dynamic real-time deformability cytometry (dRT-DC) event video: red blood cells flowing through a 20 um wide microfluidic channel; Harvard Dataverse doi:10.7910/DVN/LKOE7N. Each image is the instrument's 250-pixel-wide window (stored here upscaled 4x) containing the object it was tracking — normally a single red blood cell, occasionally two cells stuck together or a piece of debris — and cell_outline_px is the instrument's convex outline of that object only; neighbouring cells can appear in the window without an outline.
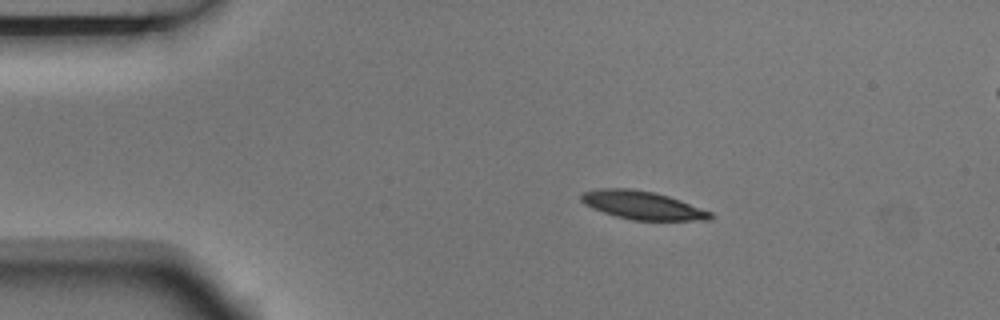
{"species": "Egyptian fruit bat (a non-hibernating species)", "species_latin": "Rousettus aegyptiacus", "temperature_condition": "room temperature", "stored_images_in_passage": 7, "camera_frame_rate_fps": 3000, "um_per_image_px": 0.085, "animal": {"sex": "male"}, "frame": {"image": 1, "passage_image": 3, "time_ms": 0.667, "image_size_px": [1000, 320], "cell_outline_px": [[712, 220], [632, 220], [616, 216], [592, 208], [584, 204], [580, 200], [580, 196], [584, 192], [600, 188], [632, 188], [656, 192], [680, 200], [712, 212]], "centroid_in_image_um": [54.6, 17.44], "position_along_channel_um": 30.4, "area_um2": 21.27}}
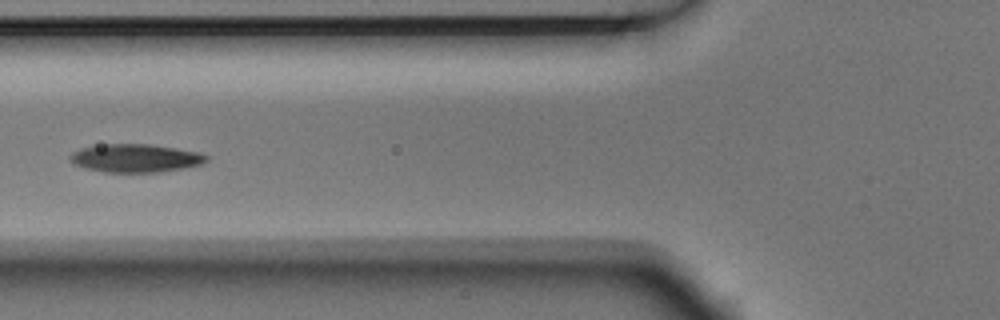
{"frame": {"image": 2, "passage_image": 6, "time_ms": 1.667, "image_size_px": [1000, 320], "cell_outline_px": [[208, 160], [204, 164], [184, 168], [156, 172], [104, 172], [84, 168], [72, 164], [68, 156], [72, 152], [80, 148], [104, 144], [148, 144], [176, 148], [200, 152], [208, 156]], "centroid_in_image_um": [11.51, 13.44], "position_along_channel_um": 114.3, "area_um2": 22.6}}
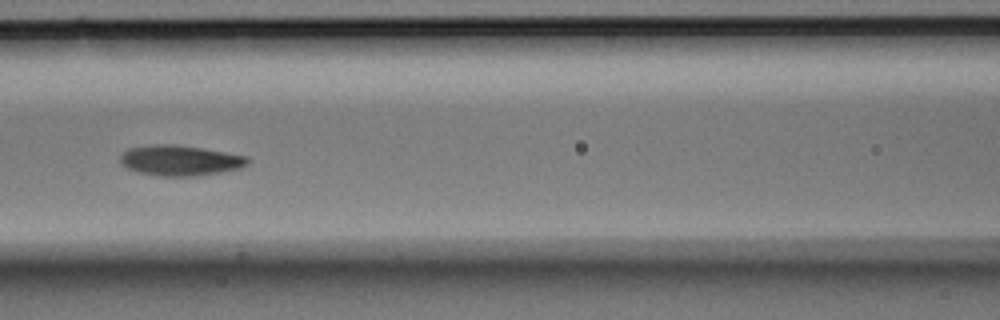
{"frame": {"image": 3, "passage_image": 7, "time_ms": 2.0, "image_size_px": [1000, 320], "cell_outline_px": [[252, 160], [248, 164], [240, 168], [200, 176], [156, 176], [140, 172], [128, 168], [120, 160], [120, 156], [128, 148], [152, 144], [172, 144], [204, 148], [248, 156]], "centroid_in_image_um": [15.36, 13.63], "position_along_channel_um": 151.2, "area_um2": 22.72}}